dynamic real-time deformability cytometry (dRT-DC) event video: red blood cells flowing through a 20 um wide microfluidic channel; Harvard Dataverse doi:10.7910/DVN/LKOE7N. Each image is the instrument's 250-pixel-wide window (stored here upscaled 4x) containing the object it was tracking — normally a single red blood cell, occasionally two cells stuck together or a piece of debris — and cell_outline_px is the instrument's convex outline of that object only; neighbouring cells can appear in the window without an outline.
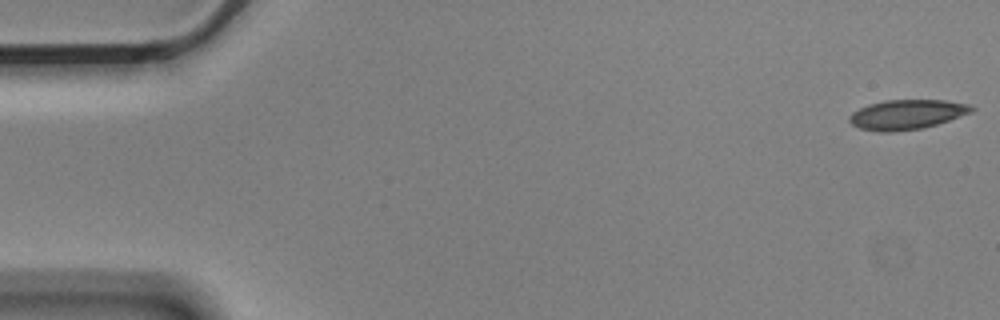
{"species": "Egyptian fruit bat (a non-hibernating species)", "species_latin": "Rousettus aegyptiacus", "temperature_condition": "cold", "stored_images_in_passage": 5, "camera_frame_rate_fps": 3000, "um_per_image_px": 0.085, "animal": {"sex": "male"}, "frame": {"image": 1, "passage_image": 1, "time_ms": 0.0, "image_size_px": [1000, 320], "cell_outline_px": [[976, 108], [972, 112], [936, 124], [920, 128], [892, 132], [880, 132], [860, 128], [852, 124], [848, 120], [848, 116], [852, 112], [868, 104], [884, 100], [944, 100], [968, 104]], "centroid_in_image_um": [77.05, 9.72], "position_along_channel_um": 8.0, "area_um2": 21.04}}
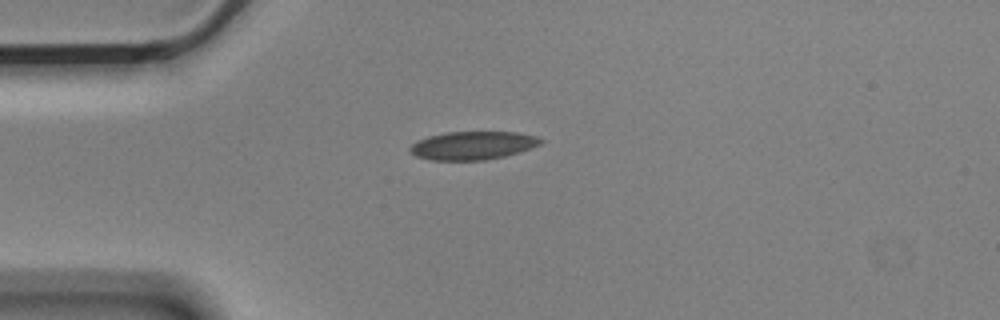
{"frame": {"image": 2, "passage_image": 4, "time_ms": 1.0, "image_size_px": [1000, 320], "cell_outline_px": [[544, 140], [540, 144], [532, 148], [504, 156], [484, 160], [428, 160], [416, 156], [408, 148], [416, 140], [428, 136], [448, 132], [516, 132], [536, 136]], "centroid_in_image_um": [40.17, 12.36], "position_along_channel_um": 44.8, "area_um2": 21.5}}
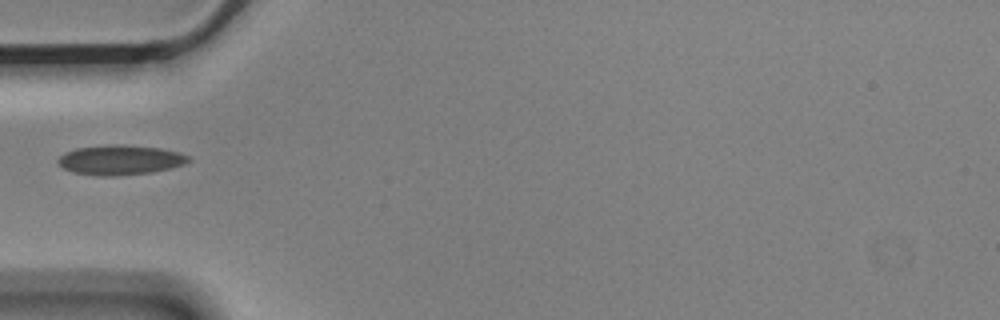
{"frame": {"image": 3, "passage_image": 5, "time_ms": 1.333, "image_size_px": [1000, 320], "cell_outline_px": [[192, 160], [184, 164], [152, 172], [112, 176], [96, 176], [72, 172], [64, 168], [56, 160], [64, 152], [76, 148], [116, 144], [124, 144], [160, 148], [180, 152], [188, 156]], "centroid_in_image_um": [10.21, 13.59], "position_along_channel_um": 74.8, "area_um2": 22.66}}